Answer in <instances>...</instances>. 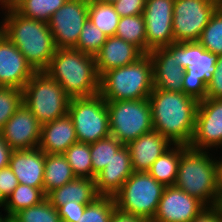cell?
<instances>
[{"label":"cell","mask_w":222,"mask_h":222,"mask_svg":"<svg viewBox=\"0 0 222 222\" xmlns=\"http://www.w3.org/2000/svg\"><path fill=\"white\" fill-rule=\"evenodd\" d=\"M153 130L172 144L189 146L195 131L198 101L183 92L153 89L148 97Z\"/></svg>","instance_id":"6da1fadb"},{"label":"cell","mask_w":222,"mask_h":222,"mask_svg":"<svg viewBox=\"0 0 222 222\" xmlns=\"http://www.w3.org/2000/svg\"><path fill=\"white\" fill-rule=\"evenodd\" d=\"M4 21L0 31L18 48L36 72L45 71L56 52L48 23L27 18L10 5L3 6Z\"/></svg>","instance_id":"7a4b0ae2"},{"label":"cell","mask_w":222,"mask_h":222,"mask_svg":"<svg viewBox=\"0 0 222 222\" xmlns=\"http://www.w3.org/2000/svg\"><path fill=\"white\" fill-rule=\"evenodd\" d=\"M45 72L71 99L99 94V76L92 55L74 48H58Z\"/></svg>","instance_id":"3957f363"},{"label":"cell","mask_w":222,"mask_h":222,"mask_svg":"<svg viewBox=\"0 0 222 222\" xmlns=\"http://www.w3.org/2000/svg\"><path fill=\"white\" fill-rule=\"evenodd\" d=\"M153 89V64L148 53L99 77V94L105 101L146 99Z\"/></svg>","instance_id":"277c9868"},{"label":"cell","mask_w":222,"mask_h":222,"mask_svg":"<svg viewBox=\"0 0 222 222\" xmlns=\"http://www.w3.org/2000/svg\"><path fill=\"white\" fill-rule=\"evenodd\" d=\"M206 150L182 145V154L174 186L213 207L217 198V159Z\"/></svg>","instance_id":"5b68a950"},{"label":"cell","mask_w":222,"mask_h":222,"mask_svg":"<svg viewBox=\"0 0 222 222\" xmlns=\"http://www.w3.org/2000/svg\"><path fill=\"white\" fill-rule=\"evenodd\" d=\"M166 48L185 69L182 92L198 102L206 99L207 85L217 70V55L198 42H175Z\"/></svg>","instance_id":"8992f818"},{"label":"cell","mask_w":222,"mask_h":222,"mask_svg":"<svg viewBox=\"0 0 222 222\" xmlns=\"http://www.w3.org/2000/svg\"><path fill=\"white\" fill-rule=\"evenodd\" d=\"M22 91L23 104L41 125L68 114L71 98L45 71L36 72Z\"/></svg>","instance_id":"52a82bcc"},{"label":"cell","mask_w":222,"mask_h":222,"mask_svg":"<svg viewBox=\"0 0 222 222\" xmlns=\"http://www.w3.org/2000/svg\"><path fill=\"white\" fill-rule=\"evenodd\" d=\"M165 186L148 172H135L113 196L116 209L130 215L153 220Z\"/></svg>","instance_id":"ba28073f"},{"label":"cell","mask_w":222,"mask_h":222,"mask_svg":"<svg viewBox=\"0 0 222 222\" xmlns=\"http://www.w3.org/2000/svg\"><path fill=\"white\" fill-rule=\"evenodd\" d=\"M106 105L110 134L123 145L153 130L148 98L106 101Z\"/></svg>","instance_id":"9c48e42d"},{"label":"cell","mask_w":222,"mask_h":222,"mask_svg":"<svg viewBox=\"0 0 222 222\" xmlns=\"http://www.w3.org/2000/svg\"><path fill=\"white\" fill-rule=\"evenodd\" d=\"M68 115L80 143L92 144L111 135L106 101L100 94L71 99Z\"/></svg>","instance_id":"30bf717a"},{"label":"cell","mask_w":222,"mask_h":222,"mask_svg":"<svg viewBox=\"0 0 222 222\" xmlns=\"http://www.w3.org/2000/svg\"><path fill=\"white\" fill-rule=\"evenodd\" d=\"M219 6L215 0H174V42H197Z\"/></svg>","instance_id":"8fae6325"},{"label":"cell","mask_w":222,"mask_h":222,"mask_svg":"<svg viewBox=\"0 0 222 222\" xmlns=\"http://www.w3.org/2000/svg\"><path fill=\"white\" fill-rule=\"evenodd\" d=\"M87 19L88 0H67L48 22L56 48H74Z\"/></svg>","instance_id":"7c38bea8"},{"label":"cell","mask_w":222,"mask_h":222,"mask_svg":"<svg viewBox=\"0 0 222 222\" xmlns=\"http://www.w3.org/2000/svg\"><path fill=\"white\" fill-rule=\"evenodd\" d=\"M198 150L222 148V99L198 102L195 131L189 145Z\"/></svg>","instance_id":"4fadbf2b"},{"label":"cell","mask_w":222,"mask_h":222,"mask_svg":"<svg viewBox=\"0 0 222 222\" xmlns=\"http://www.w3.org/2000/svg\"><path fill=\"white\" fill-rule=\"evenodd\" d=\"M173 9L174 0H146L143 12L146 54L153 49L175 43L172 31Z\"/></svg>","instance_id":"5bb4252c"},{"label":"cell","mask_w":222,"mask_h":222,"mask_svg":"<svg viewBox=\"0 0 222 222\" xmlns=\"http://www.w3.org/2000/svg\"><path fill=\"white\" fill-rule=\"evenodd\" d=\"M207 206L176 186H166L152 222H190Z\"/></svg>","instance_id":"9a60e30c"},{"label":"cell","mask_w":222,"mask_h":222,"mask_svg":"<svg viewBox=\"0 0 222 222\" xmlns=\"http://www.w3.org/2000/svg\"><path fill=\"white\" fill-rule=\"evenodd\" d=\"M40 133L41 124L24 104L0 130V135L12 150L37 148Z\"/></svg>","instance_id":"2e32d148"},{"label":"cell","mask_w":222,"mask_h":222,"mask_svg":"<svg viewBox=\"0 0 222 222\" xmlns=\"http://www.w3.org/2000/svg\"><path fill=\"white\" fill-rule=\"evenodd\" d=\"M35 73L24 55L0 31V86L22 90Z\"/></svg>","instance_id":"e0dca14e"},{"label":"cell","mask_w":222,"mask_h":222,"mask_svg":"<svg viewBox=\"0 0 222 222\" xmlns=\"http://www.w3.org/2000/svg\"><path fill=\"white\" fill-rule=\"evenodd\" d=\"M148 54L153 64L154 88L182 92L185 69L177 58L166 47L153 49Z\"/></svg>","instance_id":"ac0fdd59"},{"label":"cell","mask_w":222,"mask_h":222,"mask_svg":"<svg viewBox=\"0 0 222 222\" xmlns=\"http://www.w3.org/2000/svg\"><path fill=\"white\" fill-rule=\"evenodd\" d=\"M132 173L130 151L123 145L105 168L96 175L97 193L100 196H114Z\"/></svg>","instance_id":"d6986e66"},{"label":"cell","mask_w":222,"mask_h":222,"mask_svg":"<svg viewBox=\"0 0 222 222\" xmlns=\"http://www.w3.org/2000/svg\"><path fill=\"white\" fill-rule=\"evenodd\" d=\"M45 152L41 149L13 150L9 167L19 184H25L43 191Z\"/></svg>","instance_id":"ffe728a7"},{"label":"cell","mask_w":222,"mask_h":222,"mask_svg":"<svg viewBox=\"0 0 222 222\" xmlns=\"http://www.w3.org/2000/svg\"><path fill=\"white\" fill-rule=\"evenodd\" d=\"M173 144L155 130L143 134L126 146L130 151L132 170L148 172L155 160Z\"/></svg>","instance_id":"44dd1931"},{"label":"cell","mask_w":222,"mask_h":222,"mask_svg":"<svg viewBox=\"0 0 222 222\" xmlns=\"http://www.w3.org/2000/svg\"><path fill=\"white\" fill-rule=\"evenodd\" d=\"M143 55L144 53L137 46L117 36H110L94 56L97 74L100 77L108 70L127 66Z\"/></svg>","instance_id":"7402d4cb"},{"label":"cell","mask_w":222,"mask_h":222,"mask_svg":"<svg viewBox=\"0 0 222 222\" xmlns=\"http://www.w3.org/2000/svg\"><path fill=\"white\" fill-rule=\"evenodd\" d=\"M77 142L74 123L68 114L41 125L38 148L47 154H63Z\"/></svg>","instance_id":"603a6c76"},{"label":"cell","mask_w":222,"mask_h":222,"mask_svg":"<svg viewBox=\"0 0 222 222\" xmlns=\"http://www.w3.org/2000/svg\"><path fill=\"white\" fill-rule=\"evenodd\" d=\"M100 195L97 193L95 180L90 178L75 177L70 182L51 191L46 198L57 209L67 202L91 204Z\"/></svg>","instance_id":"cb8c5ba5"},{"label":"cell","mask_w":222,"mask_h":222,"mask_svg":"<svg viewBox=\"0 0 222 222\" xmlns=\"http://www.w3.org/2000/svg\"><path fill=\"white\" fill-rule=\"evenodd\" d=\"M75 177L63 154L45 153L43 192L46 196Z\"/></svg>","instance_id":"d4e9b609"},{"label":"cell","mask_w":222,"mask_h":222,"mask_svg":"<svg viewBox=\"0 0 222 222\" xmlns=\"http://www.w3.org/2000/svg\"><path fill=\"white\" fill-rule=\"evenodd\" d=\"M181 154L182 145L173 144L155 160L148 173L165 187L174 186Z\"/></svg>","instance_id":"484cf974"},{"label":"cell","mask_w":222,"mask_h":222,"mask_svg":"<svg viewBox=\"0 0 222 222\" xmlns=\"http://www.w3.org/2000/svg\"><path fill=\"white\" fill-rule=\"evenodd\" d=\"M67 0H15L10 6L24 17L48 23Z\"/></svg>","instance_id":"4316f807"},{"label":"cell","mask_w":222,"mask_h":222,"mask_svg":"<svg viewBox=\"0 0 222 222\" xmlns=\"http://www.w3.org/2000/svg\"><path fill=\"white\" fill-rule=\"evenodd\" d=\"M119 19L113 4L88 0V20L108 37L115 36Z\"/></svg>","instance_id":"83f0119b"},{"label":"cell","mask_w":222,"mask_h":222,"mask_svg":"<svg viewBox=\"0 0 222 222\" xmlns=\"http://www.w3.org/2000/svg\"><path fill=\"white\" fill-rule=\"evenodd\" d=\"M46 199V195L39 188L25 184H18L13 192L7 197L4 210L7 216H13L19 210L40 204Z\"/></svg>","instance_id":"f1b7e54d"},{"label":"cell","mask_w":222,"mask_h":222,"mask_svg":"<svg viewBox=\"0 0 222 222\" xmlns=\"http://www.w3.org/2000/svg\"><path fill=\"white\" fill-rule=\"evenodd\" d=\"M115 36L137 46L146 54V29L143 14L120 17Z\"/></svg>","instance_id":"f546056e"},{"label":"cell","mask_w":222,"mask_h":222,"mask_svg":"<svg viewBox=\"0 0 222 222\" xmlns=\"http://www.w3.org/2000/svg\"><path fill=\"white\" fill-rule=\"evenodd\" d=\"M122 146L123 144L111 135L90 144L93 180Z\"/></svg>","instance_id":"4dcf8cb0"},{"label":"cell","mask_w":222,"mask_h":222,"mask_svg":"<svg viewBox=\"0 0 222 222\" xmlns=\"http://www.w3.org/2000/svg\"><path fill=\"white\" fill-rule=\"evenodd\" d=\"M63 155L76 177L92 179L90 144L80 142L72 144Z\"/></svg>","instance_id":"1f68e13d"},{"label":"cell","mask_w":222,"mask_h":222,"mask_svg":"<svg viewBox=\"0 0 222 222\" xmlns=\"http://www.w3.org/2000/svg\"><path fill=\"white\" fill-rule=\"evenodd\" d=\"M209 52L222 55V6L212 14L198 41Z\"/></svg>","instance_id":"d6a6232c"},{"label":"cell","mask_w":222,"mask_h":222,"mask_svg":"<svg viewBox=\"0 0 222 222\" xmlns=\"http://www.w3.org/2000/svg\"><path fill=\"white\" fill-rule=\"evenodd\" d=\"M13 217L19 222H62L57 208L47 198L38 205L19 210Z\"/></svg>","instance_id":"836d02e7"},{"label":"cell","mask_w":222,"mask_h":222,"mask_svg":"<svg viewBox=\"0 0 222 222\" xmlns=\"http://www.w3.org/2000/svg\"><path fill=\"white\" fill-rule=\"evenodd\" d=\"M115 210L113 196H100L93 203L86 205L83 215L77 222H110Z\"/></svg>","instance_id":"e575fe53"},{"label":"cell","mask_w":222,"mask_h":222,"mask_svg":"<svg viewBox=\"0 0 222 222\" xmlns=\"http://www.w3.org/2000/svg\"><path fill=\"white\" fill-rule=\"evenodd\" d=\"M107 38L108 36L105 33L87 19L74 49L95 56L100 51Z\"/></svg>","instance_id":"d590c367"},{"label":"cell","mask_w":222,"mask_h":222,"mask_svg":"<svg viewBox=\"0 0 222 222\" xmlns=\"http://www.w3.org/2000/svg\"><path fill=\"white\" fill-rule=\"evenodd\" d=\"M23 104V91L16 87L0 86V130Z\"/></svg>","instance_id":"8d00e7d4"},{"label":"cell","mask_w":222,"mask_h":222,"mask_svg":"<svg viewBox=\"0 0 222 222\" xmlns=\"http://www.w3.org/2000/svg\"><path fill=\"white\" fill-rule=\"evenodd\" d=\"M120 17L143 14L146 0H117L112 3Z\"/></svg>","instance_id":"74e56055"},{"label":"cell","mask_w":222,"mask_h":222,"mask_svg":"<svg viewBox=\"0 0 222 222\" xmlns=\"http://www.w3.org/2000/svg\"><path fill=\"white\" fill-rule=\"evenodd\" d=\"M216 65L217 70L207 85L206 98L210 99H222V55L217 57Z\"/></svg>","instance_id":"f35d334b"},{"label":"cell","mask_w":222,"mask_h":222,"mask_svg":"<svg viewBox=\"0 0 222 222\" xmlns=\"http://www.w3.org/2000/svg\"><path fill=\"white\" fill-rule=\"evenodd\" d=\"M88 204H80L77 202H67L60 206L57 210L62 222H77L78 218L83 215Z\"/></svg>","instance_id":"ab89813d"},{"label":"cell","mask_w":222,"mask_h":222,"mask_svg":"<svg viewBox=\"0 0 222 222\" xmlns=\"http://www.w3.org/2000/svg\"><path fill=\"white\" fill-rule=\"evenodd\" d=\"M18 184L17 177L9 166L0 170V190L6 198L13 192Z\"/></svg>","instance_id":"60d3db41"},{"label":"cell","mask_w":222,"mask_h":222,"mask_svg":"<svg viewBox=\"0 0 222 222\" xmlns=\"http://www.w3.org/2000/svg\"><path fill=\"white\" fill-rule=\"evenodd\" d=\"M190 222H222L218 211L214 207H206L197 217Z\"/></svg>","instance_id":"b9f144b4"},{"label":"cell","mask_w":222,"mask_h":222,"mask_svg":"<svg viewBox=\"0 0 222 222\" xmlns=\"http://www.w3.org/2000/svg\"><path fill=\"white\" fill-rule=\"evenodd\" d=\"M10 146L4 141L0 135V170L9 166L10 156L12 153Z\"/></svg>","instance_id":"7bdbcfd3"},{"label":"cell","mask_w":222,"mask_h":222,"mask_svg":"<svg viewBox=\"0 0 222 222\" xmlns=\"http://www.w3.org/2000/svg\"><path fill=\"white\" fill-rule=\"evenodd\" d=\"M110 222H149V221L141 217L123 213L116 209L110 219Z\"/></svg>","instance_id":"ee69618b"},{"label":"cell","mask_w":222,"mask_h":222,"mask_svg":"<svg viewBox=\"0 0 222 222\" xmlns=\"http://www.w3.org/2000/svg\"><path fill=\"white\" fill-rule=\"evenodd\" d=\"M220 158H218L219 160H217V170H216L217 195L222 194V159Z\"/></svg>","instance_id":"f6af8a7d"},{"label":"cell","mask_w":222,"mask_h":222,"mask_svg":"<svg viewBox=\"0 0 222 222\" xmlns=\"http://www.w3.org/2000/svg\"><path fill=\"white\" fill-rule=\"evenodd\" d=\"M213 207L218 211V214L220 218L222 219V194L217 195V198Z\"/></svg>","instance_id":"bcb514c9"},{"label":"cell","mask_w":222,"mask_h":222,"mask_svg":"<svg viewBox=\"0 0 222 222\" xmlns=\"http://www.w3.org/2000/svg\"><path fill=\"white\" fill-rule=\"evenodd\" d=\"M6 200L7 198L2 194L1 190H0V207H4L6 204Z\"/></svg>","instance_id":"7dc6e473"},{"label":"cell","mask_w":222,"mask_h":222,"mask_svg":"<svg viewBox=\"0 0 222 222\" xmlns=\"http://www.w3.org/2000/svg\"><path fill=\"white\" fill-rule=\"evenodd\" d=\"M15 0H0V5L1 7L3 6H7L10 5L11 3H13Z\"/></svg>","instance_id":"c3c4849f"},{"label":"cell","mask_w":222,"mask_h":222,"mask_svg":"<svg viewBox=\"0 0 222 222\" xmlns=\"http://www.w3.org/2000/svg\"><path fill=\"white\" fill-rule=\"evenodd\" d=\"M5 222H19V221L15 219L13 216H7Z\"/></svg>","instance_id":"681fc988"},{"label":"cell","mask_w":222,"mask_h":222,"mask_svg":"<svg viewBox=\"0 0 222 222\" xmlns=\"http://www.w3.org/2000/svg\"><path fill=\"white\" fill-rule=\"evenodd\" d=\"M98 1L103 2V3H110V4H112V3H114L117 0H98Z\"/></svg>","instance_id":"f907efd6"},{"label":"cell","mask_w":222,"mask_h":222,"mask_svg":"<svg viewBox=\"0 0 222 222\" xmlns=\"http://www.w3.org/2000/svg\"><path fill=\"white\" fill-rule=\"evenodd\" d=\"M6 217H7V215L3 216V215H1V212H0V222H5L6 221Z\"/></svg>","instance_id":"816d5d0a"},{"label":"cell","mask_w":222,"mask_h":222,"mask_svg":"<svg viewBox=\"0 0 222 222\" xmlns=\"http://www.w3.org/2000/svg\"><path fill=\"white\" fill-rule=\"evenodd\" d=\"M215 1H217L219 4H221V3H222V0H215Z\"/></svg>","instance_id":"f5cc1de1"}]
</instances>
